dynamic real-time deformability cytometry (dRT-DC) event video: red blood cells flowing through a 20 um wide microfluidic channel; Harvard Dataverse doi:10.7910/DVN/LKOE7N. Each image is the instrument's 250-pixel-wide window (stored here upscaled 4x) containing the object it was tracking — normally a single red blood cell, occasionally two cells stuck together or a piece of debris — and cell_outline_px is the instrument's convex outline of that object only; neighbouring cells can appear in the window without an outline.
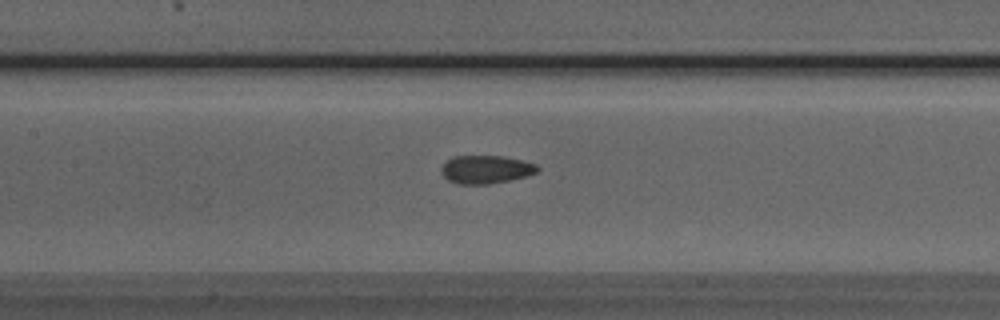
{"species": "Egyptian fruit bat (a non-hibernating species)", "species_latin": "Rousettus aegyptiacus", "temperature_condition": "room temperature", "stored_images_in_passage": 8, "camera_frame_rate_fps": 3000, "um_per_image_px": 0.085, "animal": {"sex": "male"}, "frame": {"image": 1, "passage_image": 8, "time_ms": 2.333, "image_size_px": [1000, 320], "cell_outline_px": [[540, 168], [536, 172], [528, 176], [488, 184], [460, 184], [448, 180], [440, 172], [440, 168], [452, 156], [504, 156], [524, 160], [536, 164]], "centroid_in_image_um": [41.31, 14.39], "position_along_channel_um": 166.1, "area_um2": 15.84}}